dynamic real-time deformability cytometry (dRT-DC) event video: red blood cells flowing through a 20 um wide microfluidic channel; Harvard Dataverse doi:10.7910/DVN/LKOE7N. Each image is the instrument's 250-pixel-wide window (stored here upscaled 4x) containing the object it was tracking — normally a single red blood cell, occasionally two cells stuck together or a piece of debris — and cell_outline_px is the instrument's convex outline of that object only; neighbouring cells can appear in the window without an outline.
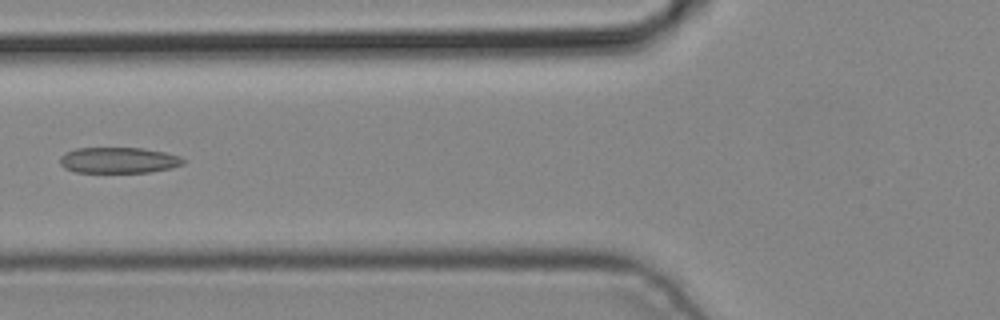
{"species": "common noctule bat (a hibernating species)", "species_latin": "Nyctalus noctula", "temperature_condition": "cold", "stored_images_in_passage": 5, "camera_frame_rate_fps": 3000, "um_per_image_px": 0.085, "animal": {"sex": "male", "body_mass_g": 19.2, "forearm_length_mm": 51.8}, "frame": {"image": 1, "passage_image": 5, "time_ms": 1.333, "image_size_px": [1000, 320], "cell_outline_px": [[188, 160], [184, 164], [168, 168], [148, 172], [76, 172], [64, 168], [60, 164], [60, 156], [64, 152], [76, 148], [144, 148], [164, 152], [180, 156]], "centroid_in_image_um": [10.07, 13.61], "position_along_channel_um": 115.7, "area_um2": 18.67}}